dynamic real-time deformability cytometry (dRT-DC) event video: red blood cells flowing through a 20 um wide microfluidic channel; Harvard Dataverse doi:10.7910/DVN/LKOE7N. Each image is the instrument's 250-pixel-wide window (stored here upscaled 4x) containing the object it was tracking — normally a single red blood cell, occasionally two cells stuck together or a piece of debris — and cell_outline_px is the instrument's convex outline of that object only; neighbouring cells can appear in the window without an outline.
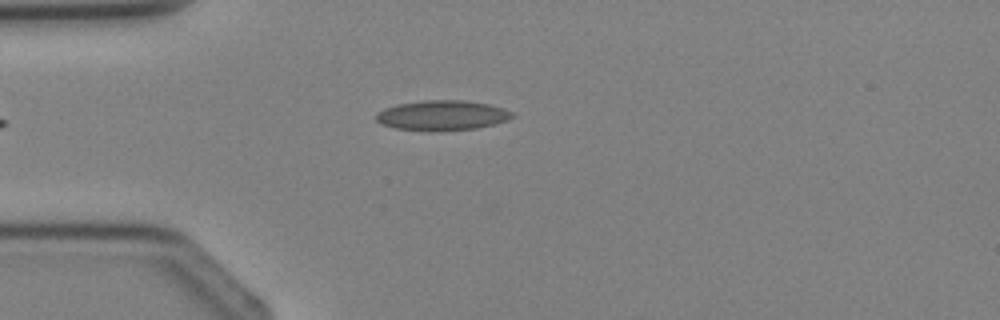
{"species": "Egyptian fruit bat (a non-hibernating species)", "species_latin": "Rousettus aegyptiacus", "temperature_condition": "cold", "stored_images_in_passage": 2, "camera_frame_rate_fps": 3000, "um_per_image_px": 0.085, "animal": {"sex": "female"}, "frame": {"image": 1, "passage_image": 2, "time_ms": 1.333, "image_size_px": [1000, 320], "cell_outline_px": [[516, 116], [508, 120], [496, 124], [476, 128], [436, 132], [428, 132], [396, 128], [380, 124], [376, 120], [376, 112], [384, 108], [396, 104], [424, 100], [464, 100], [488, 104], [504, 108], [512, 112]], "centroid_in_image_um": [37.58, 9.82], "position_along_channel_um": 47.4, "area_um2": 24.28}}